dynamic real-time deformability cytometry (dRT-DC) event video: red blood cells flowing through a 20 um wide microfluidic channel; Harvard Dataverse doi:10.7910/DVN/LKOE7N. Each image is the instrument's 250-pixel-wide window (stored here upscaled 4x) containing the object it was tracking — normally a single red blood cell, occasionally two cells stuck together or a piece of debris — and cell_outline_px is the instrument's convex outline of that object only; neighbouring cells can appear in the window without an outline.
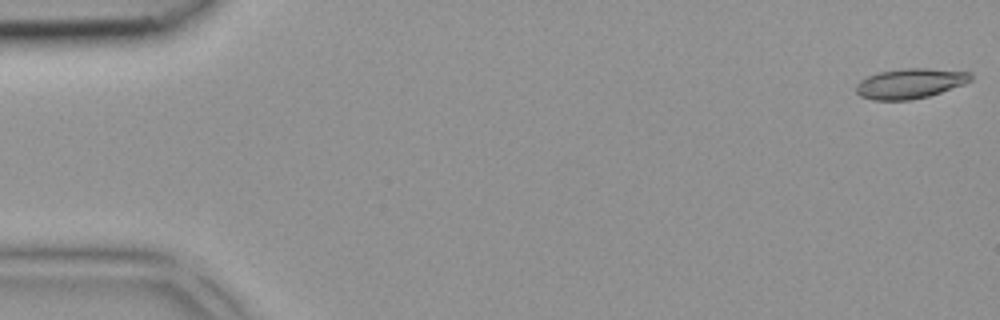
{"species": "common noctule bat (a hibernating species)", "species_latin": "Nyctalus noctula", "temperature_condition": "room temperature", "stored_images_in_passage": 43, "camera_frame_rate_fps": 3000, "um_per_image_px": 0.085, "animal": {"sex": "female", "body_mass_g": 18.4}, "frame": {"image": 1, "passage_image": 1, "time_ms": 0.0, "image_size_px": [1000, 320], "cell_outline_px": [[972, 80], [964, 84], [928, 96], [912, 100], [872, 100], [860, 96], [856, 92], [856, 84], [860, 80], [868, 76], [880, 72], [904, 68], [924, 68], [972, 72]], "centroid_in_image_um": [77.35, 7.1], "position_along_channel_um": 7.6, "area_um2": 20.06}}
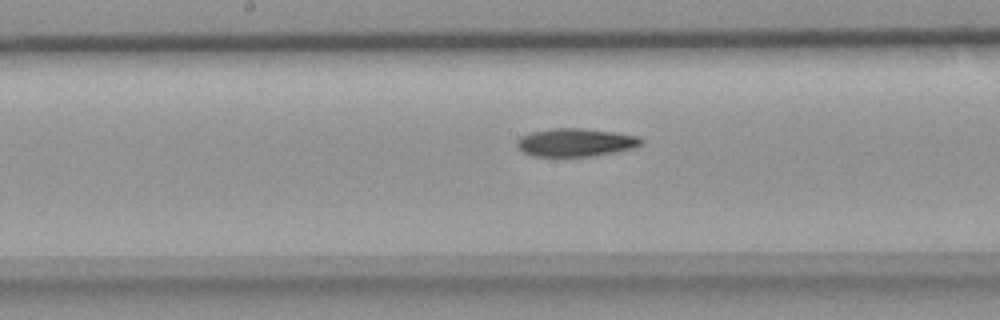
{"frame": {"image": 2, "passage_image": 22, "time_ms": 7.0, "image_size_px": [1000, 320], "cell_outline_px": [[644, 140], [636, 148], [616, 152], [592, 156], [532, 156], [516, 148], [516, 140], [520, 136], [528, 132], [552, 128], [580, 128], [612, 132], [640, 136]], "centroid_in_image_um": [48.89, 12.1], "position_along_channel_um": 199.3, "area_um2": 20.58}}
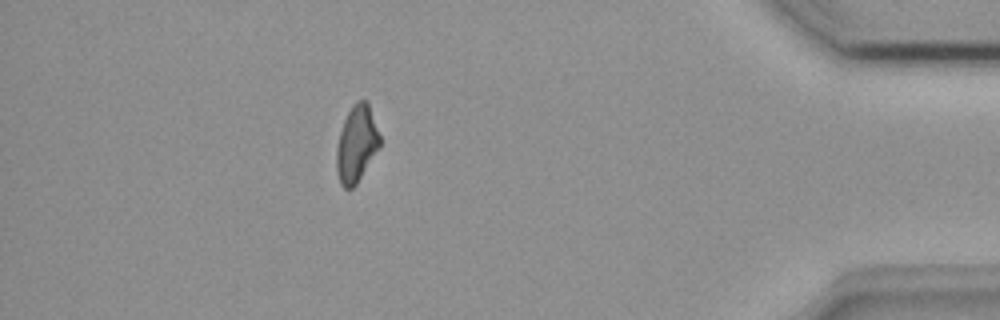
{"frame": {"image": 3, "passage_image": 38, "time_ms": 12.333, "image_size_px": [1000, 320], "cell_outline_px": [[380, 144], [356, 184], [352, 188], [344, 188], [340, 184], [336, 172], [336, 148], [340, 132], [344, 120], [352, 104], [356, 100], [364, 100], [368, 104], [380, 136]], "centroid_in_image_um": [30.27, 12.23], "position_along_channel_um": 404.9, "area_um2": 18.96}}